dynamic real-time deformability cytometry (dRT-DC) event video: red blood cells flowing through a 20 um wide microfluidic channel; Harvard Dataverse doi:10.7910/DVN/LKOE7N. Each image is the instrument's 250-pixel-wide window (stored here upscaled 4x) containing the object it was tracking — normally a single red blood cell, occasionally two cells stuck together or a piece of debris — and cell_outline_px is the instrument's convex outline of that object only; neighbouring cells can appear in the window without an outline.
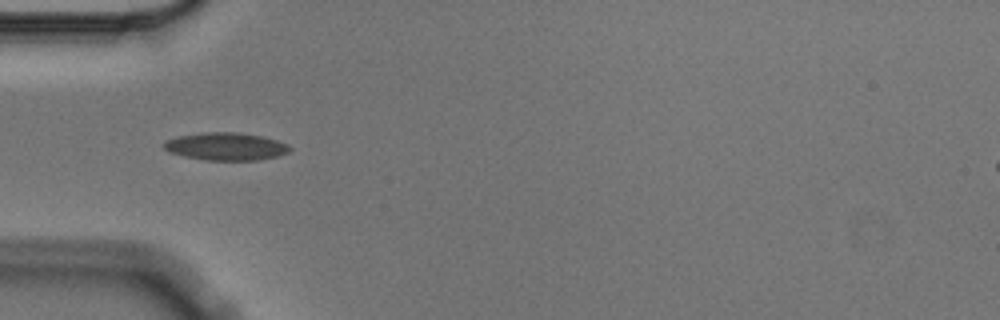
{"species": "Egyptian fruit bat (a non-hibernating species)", "species_latin": "Rousettus aegyptiacus", "temperature_condition": "cold", "stored_images_in_passage": 3, "camera_frame_rate_fps": 3000, "um_per_image_px": 0.085, "animal": {"sex": "male"}, "frame": {"image": 1, "passage_image": 2, "time_ms": 0.333, "image_size_px": [1000, 320], "cell_outline_px": [[292, 148], [288, 152], [276, 156], [256, 160], [208, 160], [184, 156], [168, 152], [160, 144], [164, 140], [180, 136], [204, 132], [236, 132], [260, 136], [276, 140], [288, 144]], "centroid_in_image_um": [19.15, 12.44], "position_along_channel_um": 65.8, "area_um2": 20.23}}
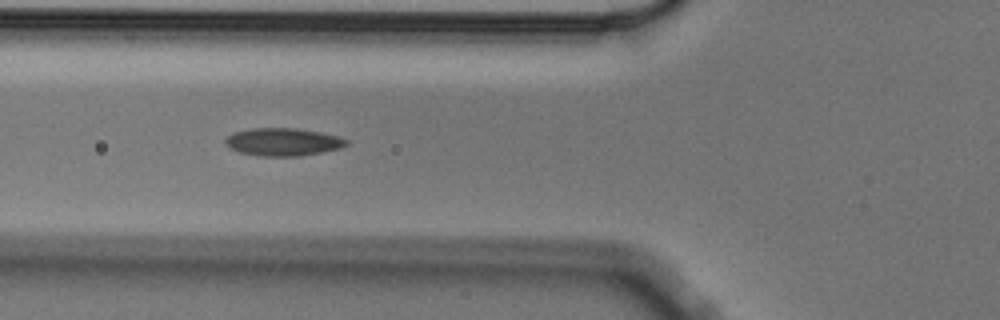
{"frame": {"image": 2, "passage_image": 3, "time_ms": 0.667, "image_size_px": [1000, 320], "cell_outline_px": [[348, 144], [340, 148], [300, 156], [260, 156], [240, 152], [224, 144], [224, 140], [232, 132], [252, 128], [296, 128], [320, 132], [340, 136], [348, 140]], "centroid_in_image_um": [24.05, 12.05], "position_along_channel_um": 101.7, "area_um2": 19.59}}